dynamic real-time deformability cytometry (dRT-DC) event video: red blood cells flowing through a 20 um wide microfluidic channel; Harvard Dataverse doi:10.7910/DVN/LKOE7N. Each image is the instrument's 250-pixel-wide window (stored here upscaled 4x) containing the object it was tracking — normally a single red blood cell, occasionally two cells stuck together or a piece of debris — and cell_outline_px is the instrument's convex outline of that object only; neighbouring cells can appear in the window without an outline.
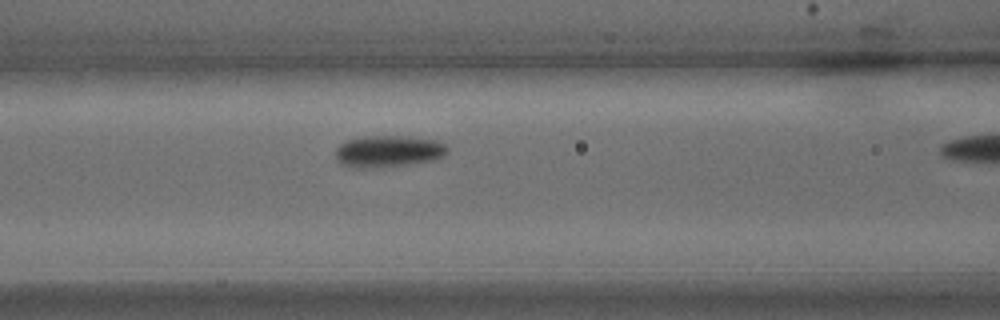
{"species": "common noctule bat (a hibernating species)", "species_latin": "Nyctalus noctula", "temperature_condition": "warm", "stored_images_in_passage": 6, "camera_frame_rate_fps": 3000, "um_per_image_px": 0.085, "animal": {"sex": "male", "body_mass_g": 15.6}, "frame": {"image": 1, "passage_image": 5, "time_ms": 1.333, "image_size_px": [1000, 320], "cell_outline_px": [[448, 152], [444, 156], [436, 160], [408, 164], [376, 168], [348, 168], [340, 164], [336, 160], [336, 148], [340, 144], [348, 140], [364, 136], [400, 136], [436, 140], [444, 144], [448, 148]], "centroid_in_image_um": [32.98, 12.88], "position_along_channel_um": 133.6, "area_um2": 20.92}}